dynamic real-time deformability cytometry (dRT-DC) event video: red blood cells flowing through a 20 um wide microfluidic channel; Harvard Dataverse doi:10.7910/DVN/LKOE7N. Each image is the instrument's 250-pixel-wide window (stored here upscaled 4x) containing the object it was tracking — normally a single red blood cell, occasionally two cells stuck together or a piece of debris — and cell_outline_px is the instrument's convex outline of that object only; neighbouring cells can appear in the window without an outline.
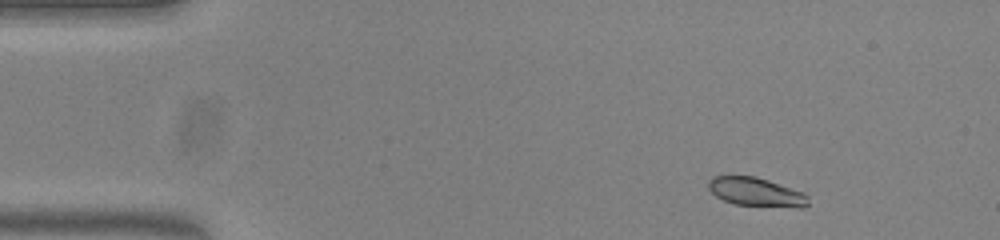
{"species": "common noctule bat (a hibernating species)", "species_latin": "Nyctalus noctula", "temperature_condition": "warm", "stored_images_in_passage": 40, "camera_frame_rate_fps": 3000, "um_per_image_px": 0.085, "animal": {"sex": "female", "body_mass_g": 23.0, "forearm_length_mm": 53.4}, "frame": {"image": 1, "passage_image": 1, "time_ms": 0.0, "image_size_px": [1000, 240], "cell_outline_px": [[808, 204], [804, 208], [800, 208], [736, 204], [724, 200], [716, 196], [708, 188], [708, 180], [712, 176], [756, 176], [804, 192], [808, 196]], "centroid_in_image_um": [64.29, 16.32], "position_along_channel_um": 20.7, "area_um2": 16.76}}
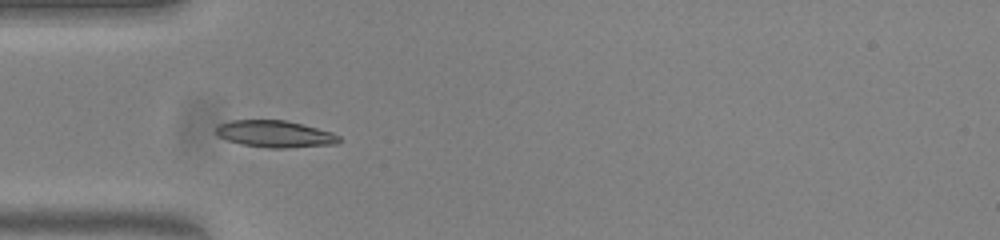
{"frame": {"image": 2, "passage_image": 11, "time_ms": 3.333, "image_size_px": [1000, 240], "cell_outline_px": [[344, 140], [336, 144], [284, 148], [268, 148], [240, 144], [216, 136], [216, 128], [220, 124], [228, 120], [284, 120], [332, 132], [340, 136]], "centroid_in_image_um": [23.37, 11.39], "position_along_channel_um": 61.6, "area_um2": 19.31}}
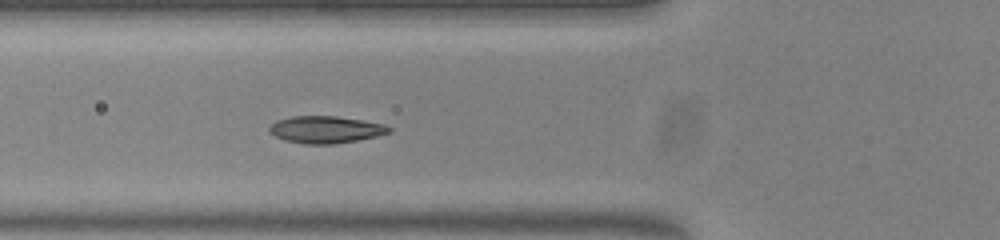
{"frame": {"image": 3, "passage_image": 14, "time_ms": 4.333, "image_size_px": [1000, 240], "cell_outline_px": [[392, 132], [376, 136], [356, 140], [332, 144], [304, 144], [284, 140], [268, 132], [268, 128], [276, 120], [292, 116], [336, 116], [384, 124], [392, 128]], "centroid_in_image_um": [27.66, 11.01], "position_along_channel_um": 98.1, "area_um2": 18.84}}